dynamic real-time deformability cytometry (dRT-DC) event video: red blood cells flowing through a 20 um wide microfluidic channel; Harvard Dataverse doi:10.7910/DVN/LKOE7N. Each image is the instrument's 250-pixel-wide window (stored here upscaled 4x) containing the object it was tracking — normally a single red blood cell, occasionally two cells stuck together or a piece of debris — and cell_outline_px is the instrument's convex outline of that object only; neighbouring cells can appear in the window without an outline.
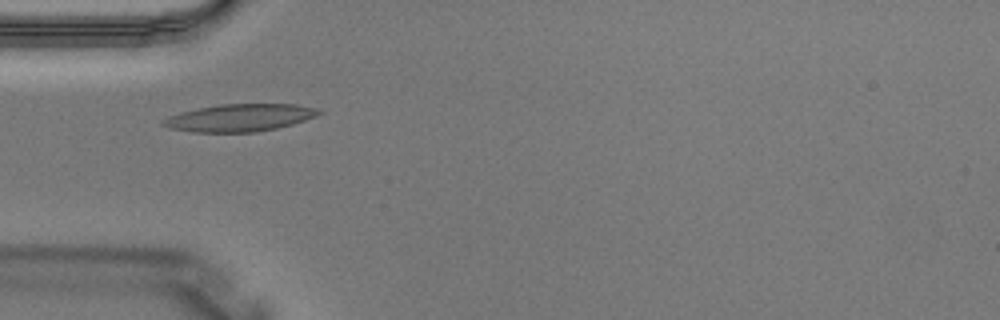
{"species": "Egyptian fruit bat (a non-hibernating species)", "species_latin": "Rousettus aegyptiacus", "temperature_condition": "warm", "stored_images_in_passage": 4, "camera_frame_rate_fps": 3000, "um_per_image_px": 0.085, "animal": {"sex": "male"}, "frame": {"image": 1, "passage_image": 3, "time_ms": 0.667, "image_size_px": [1000, 320], "cell_outline_px": [[324, 112], [316, 116], [292, 124], [276, 128], [256, 132], [192, 132], [168, 128], [160, 124], [160, 120], [168, 116], [180, 112], [220, 104], [296, 104], [316, 108]], "centroid_in_image_um": [20.34, 10.01], "position_along_channel_um": 64.7, "area_um2": 24.91}}